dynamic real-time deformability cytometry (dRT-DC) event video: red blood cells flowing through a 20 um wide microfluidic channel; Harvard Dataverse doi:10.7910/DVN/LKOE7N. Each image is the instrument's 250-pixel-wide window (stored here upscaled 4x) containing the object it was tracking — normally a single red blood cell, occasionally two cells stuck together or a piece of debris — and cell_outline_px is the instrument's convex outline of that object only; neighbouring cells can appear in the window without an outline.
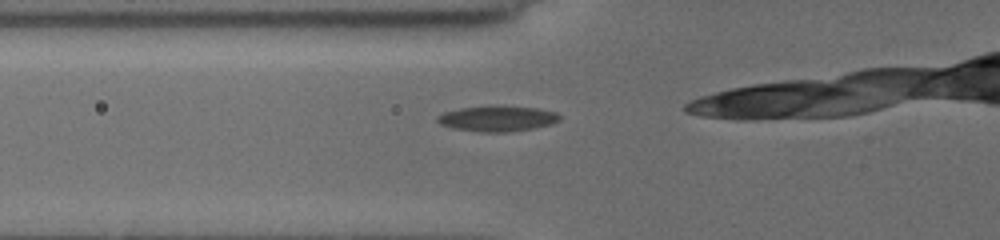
{"species": "common noctule bat (a hibernating species)", "species_latin": "Nyctalus noctula", "temperature_condition": "cold", "stored_images_in_passage": 4, "camera_frame_rate_fps": 3000, "um_per_image_px": 0.085, "animal": {"sex": "female", "body_mass_g": 19.5, "forearm_length_mm": 54.1}, "frame": {"image": 1, "passage_image": 4, "time_ms": 3.0, "image_size_px": [1000, 240], "cell_outline_px": [[560, 120], [552, 124], [532, 128], [508, 132], [480, 132], [452, 128], [440, 124], [436, 120], [436, 116], [444, 112], [460, 108], [492, 104], [536, 108], [556, 112], [560, 116]], "centroid_in_image_um": [42.25, 10.06], "position_along_channel_um": 83.6, "area_um2": 18.55}}